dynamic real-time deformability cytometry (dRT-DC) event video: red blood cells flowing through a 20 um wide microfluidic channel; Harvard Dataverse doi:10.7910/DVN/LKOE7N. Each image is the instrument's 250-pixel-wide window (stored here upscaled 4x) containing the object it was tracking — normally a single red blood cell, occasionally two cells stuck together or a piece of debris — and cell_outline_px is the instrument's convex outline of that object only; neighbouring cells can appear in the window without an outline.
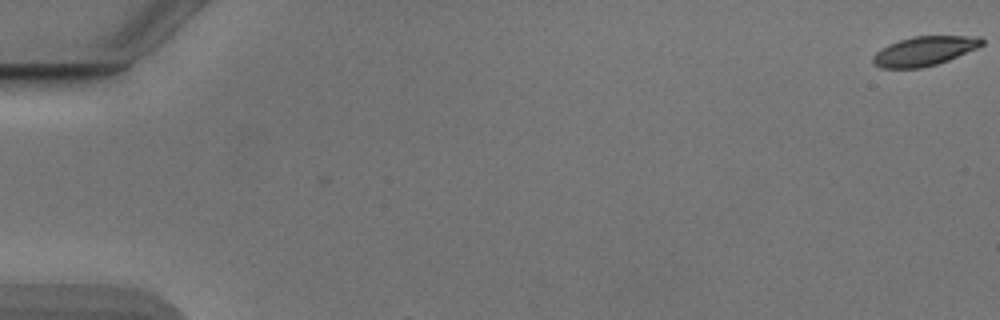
{"species": "Egyptian fruit bat (a non-hibernating species)", "species_latin": "Rousettus aegyptiacus", "temperature_condition": "cold", "stored_images_in_passage": 4, "camera_frame_rate_fps": 3000, "um_per_image_px": 0.085, "animal": {"sex": "male"}, "frame": {"image": 1, "passage_image": 1, "time_ms": 0.0, "image_size_px": [1000, 320], "cell_outline_px": [[984, 44], [976, 48], [948, 60], [936, 64], [920, 68], [880, 68], [872, 60], [872, 56], [876, 52], [888, 44], [912, 36], [980, 36], [984, 40]], "centroid_in_image_um": [78.57, 4.33], "position_along_channel_um": 6.4, "area_um2": 18.5}}